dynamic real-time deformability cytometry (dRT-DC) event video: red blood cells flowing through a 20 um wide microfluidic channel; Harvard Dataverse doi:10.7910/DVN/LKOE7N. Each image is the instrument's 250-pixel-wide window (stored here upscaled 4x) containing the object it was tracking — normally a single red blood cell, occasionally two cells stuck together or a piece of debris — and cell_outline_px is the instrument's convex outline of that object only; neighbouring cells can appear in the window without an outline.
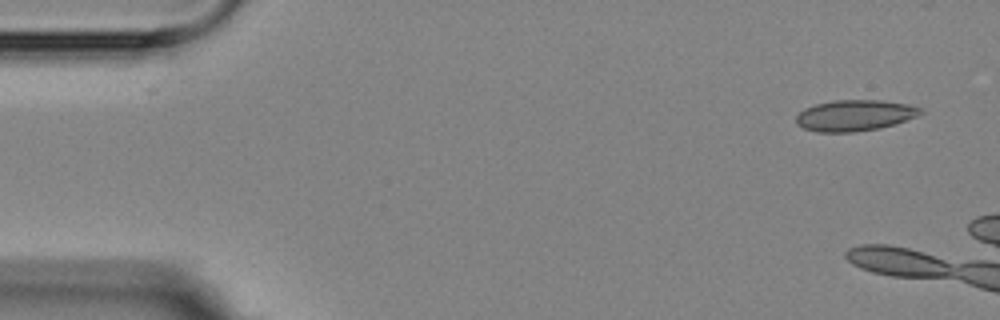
{"species": "Egyptian fruit bat (a non-hibernating species)", "species_latin": "Rousettus aegyptiacus", "temperature_condition": "room temperature", "stored_images_in_passage": 5, "camera_frame_rate_fps": 3000, "um_per_image_px": 0.085, "animal": {"sex": "female"}, "frame": {"image": 1, "passage_image": 1, "time_ms": 0.0, "image_size_px": [1000, 320], "cell_outline_px": [[924, 112], [916, 116], [896, 124], [880, 128], [852, 132], [816, 132], [804, 128], [796, 124], [796, 116], [804, 108], [816, 104], [836, 100], [880, 100], [908, 104], [920, 108]], "centroid_in_image_um": [72.64, 9.81], "position_along_channel_um": 12.4, "area_um2": 22.48}}